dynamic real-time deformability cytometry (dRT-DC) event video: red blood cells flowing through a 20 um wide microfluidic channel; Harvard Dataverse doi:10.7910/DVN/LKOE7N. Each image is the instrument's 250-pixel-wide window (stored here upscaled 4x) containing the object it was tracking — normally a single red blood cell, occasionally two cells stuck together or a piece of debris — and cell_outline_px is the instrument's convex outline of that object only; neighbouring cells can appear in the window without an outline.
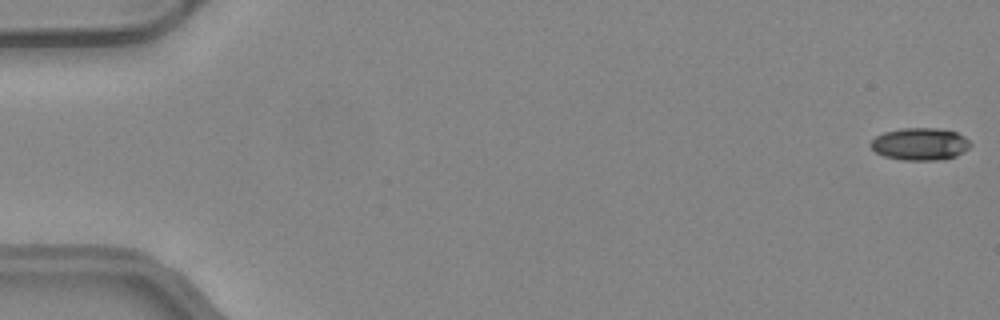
{"species": "common noctule bat (a hibernating species)", "species_latin": "Nyctalus noctula", "temperature_condition": "warm", "stored_images_in_passage": 50, "camera_frame_rate_fps": 3000, "um_per_image_px": 0.085, "animal": {"sex": "female", "body_mass_g": 24.6, "forearm_length_mm": 56.2}, "frame": {"image": 1, "passage_image": 1, "time_ms": 0.0, "image_size_px": [1000, 320], "cell_outline_px": [[972, 144], [968, 148], [956, 156], [936, 160], [904, 160], [884, 156], [876, 152], [868, 144], [876, 136], [884, 132], [900, 128], [936, 128], [956, 132], [964, 136]], "centroid_in_image_um": [78.18, 12.23], "position_along_channel_um": 6.8, "area_um2": 18.73}}
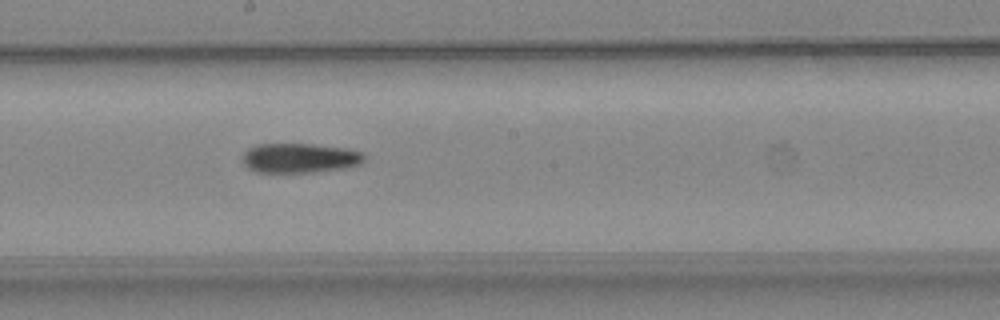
{"frame": {"image": 2, "passage_image": 28, "time_ms": 9.0, "image_size_px": [1000, 320], "cell_outline_px": [[364, 160], [360, 164], [344, 168], [316, 172], [256, 172], [248, 168], [244, 164], [244, 152], [248, 148], [256, 144], [312, 144], [348, 148], [364, 152]], "centroid_in_image_um": [25.5, 13.43], "position_along_channel_um": 222.7, "area_um2": 21.1}}
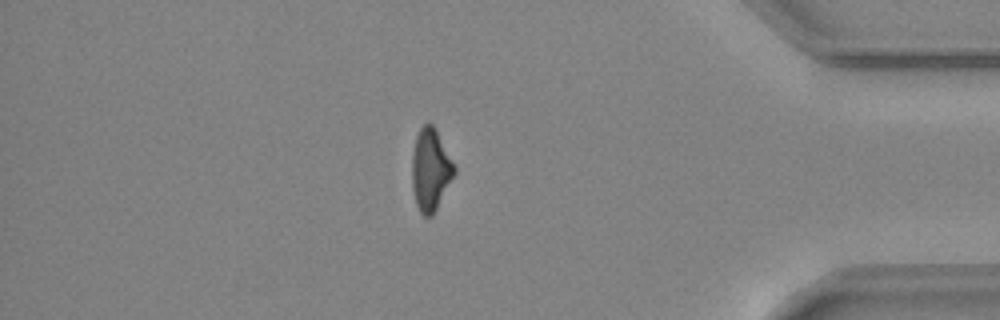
{"frame": {"image": 3, "passage_image": 43, "time_ms": 14.0, "image_size_px": [1000, 320], "cell_outline_px": [[456, 172], [432, 216], [424, 216], [420, 212], [416, 204], [412, 188], [412, 152], [416, 136], [420, 128], [428, 120], [432, 124], [456, 168]], "centroid_in_image_um": [36.57, 14.43], "position_along_channel_um": 398.6, "area_um2": 20.0}, "authors_computed_cell_mechanics": {"area_um2": 20.7791, "velocity_mm_per_s": 4.2027, "shape_relaxation_time_tau1_ms": null, "shape_relaxation_time_tau2_ms": 8.6151, "deformation_change_tau1": null, "deformation_change_tau2": 0.2181}}